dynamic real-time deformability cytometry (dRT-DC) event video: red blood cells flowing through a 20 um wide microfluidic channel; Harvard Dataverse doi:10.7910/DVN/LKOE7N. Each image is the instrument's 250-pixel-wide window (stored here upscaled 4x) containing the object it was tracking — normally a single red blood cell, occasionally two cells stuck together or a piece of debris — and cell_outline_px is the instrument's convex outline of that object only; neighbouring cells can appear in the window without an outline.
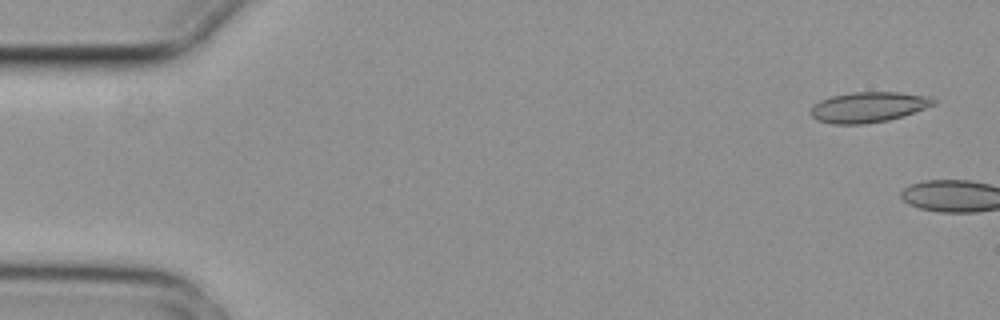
{"species": "common noctule bat (a hibernating species)", "species_latin": "Nyctalus noctula", "temperature_condition": "cold", "stored_images_in_passage": 6, "camera_frame_rate_fps": 3000, "um_per_image_px": 0.085, "animal": {"sex": "female", "body_mass_g": 29.2, "forearm_length_mm": 56.3}, "frame": {"image": 1, "passage_image": 1, "time_ms": 0.0, "image_size_px": [1000, 320], "cell_outline_px": [[936, 104], [904, 116], [888, 120], [864, 124], [832, 124], [816, 120], [808, 112], [812, 104], [820, 100], [832, 96], [852, 92], [900, 92], [932, 96], [936, 100]], "centroid_in_image_um": [73.81, 9.1], "position_along_channel_um": 11.2, "area_um2": 22.14}}